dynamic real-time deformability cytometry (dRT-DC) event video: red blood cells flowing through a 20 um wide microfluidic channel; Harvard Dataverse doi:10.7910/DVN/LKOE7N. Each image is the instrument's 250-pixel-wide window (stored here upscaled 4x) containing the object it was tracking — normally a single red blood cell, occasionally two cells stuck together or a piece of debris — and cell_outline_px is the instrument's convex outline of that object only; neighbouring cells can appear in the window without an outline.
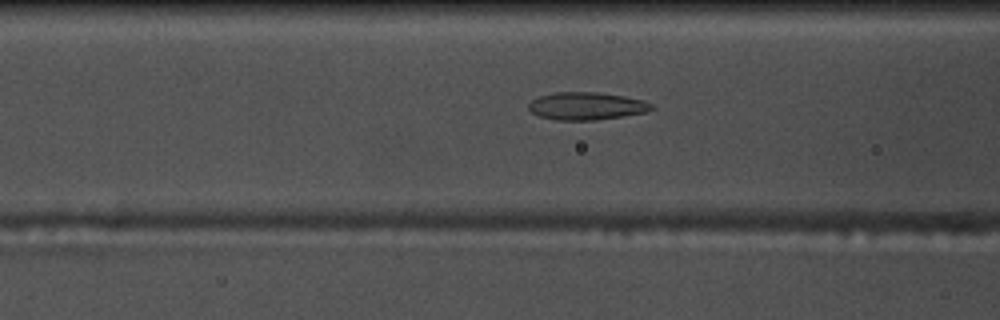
{"species": "common noctule bat (a hibernating species)", "species_latin": "Nyctalus noctula", "temperature_condition": "warm", "stored_images_in_passage": 55, "camera_frame_rate_fps": 3000, "um_per_image_px": 0.085, "animal": {"sex": "male", "body_mass_g": 17.5, "forearm_length_mm": 52.3}, "frame": {"image": 1, "passage_image": 21, "time_ms": 6.667, "image_size_px": [1000, 320], "cell_outline_px": [[656, 108], [648, 112], [624, 116], [596, 120], [556, 120], [540, 116], [532, 112], [528, 108], [528, 104], [532, 100], [540, 96], [556, 92], [600, 92], [624, 96], [644, 100], [652, 104]], "centroid_in_image_um": [49.9, 9.01], "position_along_channel_um": 116.7, "area_um2": 19.94}}
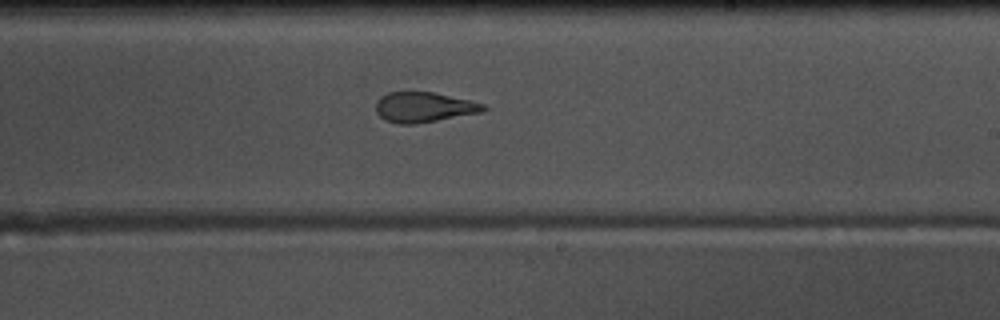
{"frame": {"image": 2, "passage_image": 32, "time_ms": 10.333, "image_size_px": [1000, 320], "cell_outline_px": [[488, 108], [480, 112], [416, 124], [396, 124], [384, 120], [376, 112], [376, 100], [380, 96], [388, 92], [432, 92], [468, 100], [484, 104]], "centroid_in_image_um": [35.96, 9.11], "position_along_channel_um": 253.0, "area_um2": 18.79}}
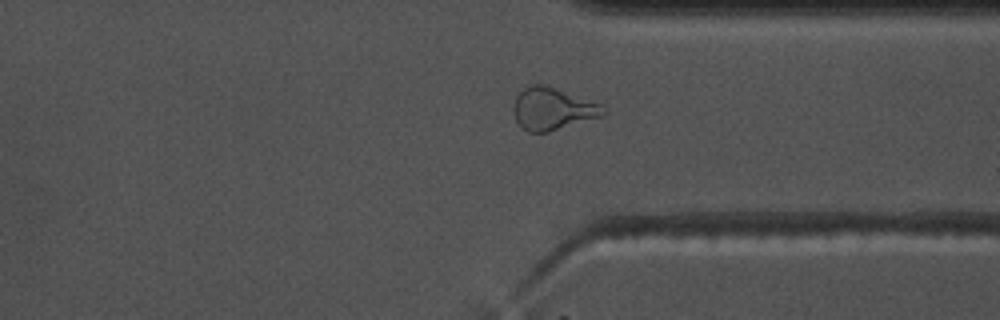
{"frame": {"image": 3, "passage_image": 41, "time_ms": 13.333, "image_size_px": [1000, 320], "cell_outline_px": [[608, 112], [604, 116], [548, 132], [528, 132], [520, 128], [516, 120], [512, 108], [516, 96], [524, 88], [532, 84], [544, 84], [600, 104]], "centroid_in_image_um": [46.95, 9.27], "position_along_channel_um": 364.4, "area_um2": 22.14}, "authors_computed_cell_mechanics": {"area_um2": 20.4612, "velocity_mm_per_s": 3.7256, "shape_relaxation_time_tau1_ms": null, "shape_relaxation_time_tau2_ms": 1.6786, "deformation_change_tau1": null, "deformation_change_tau2": 0.0999}}